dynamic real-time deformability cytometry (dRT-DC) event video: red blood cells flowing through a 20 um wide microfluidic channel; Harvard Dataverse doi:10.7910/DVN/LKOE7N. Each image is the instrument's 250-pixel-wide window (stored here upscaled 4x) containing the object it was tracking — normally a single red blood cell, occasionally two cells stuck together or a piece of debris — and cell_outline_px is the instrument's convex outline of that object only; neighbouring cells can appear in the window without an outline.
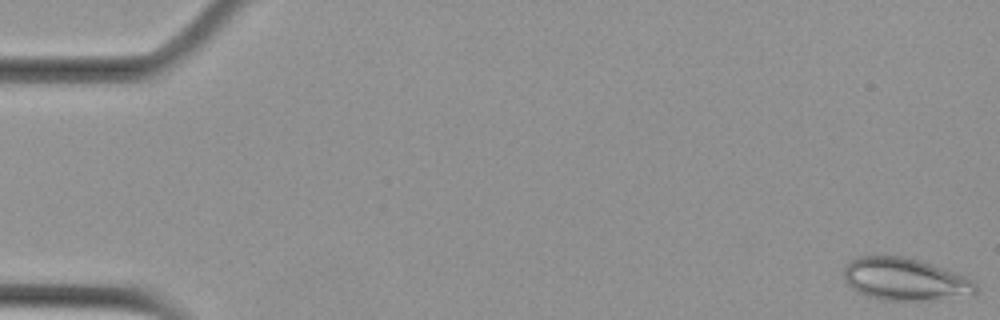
{"species": "Egyptian fruit bat (a non-hibernating species)", "species_latin": "Rousettus aegyptiacus", "temperature_condition": "cold", "stored_images_in_passage": 56, "camera_frame_rate_fps": 3000, "um_per_image_px": 0.085, "animal": {"sex": "female"}, "frame": {"image": 1, "passage_image": 1, "time_ms": 0.0, "image_size_px": [1000, 320], "cell_outline_px": [[976, 296], [936, 300], [884, 300], [868, 296], [852, 288], [844, 280], [844, 264], [856, 256], [900, 256], [920, 260], [960, 272], [976, 280]], "centroid_in_image_um": [77.02, 23.74], "position_along_channel_um": 8.0, "area_um2": 33.47}}
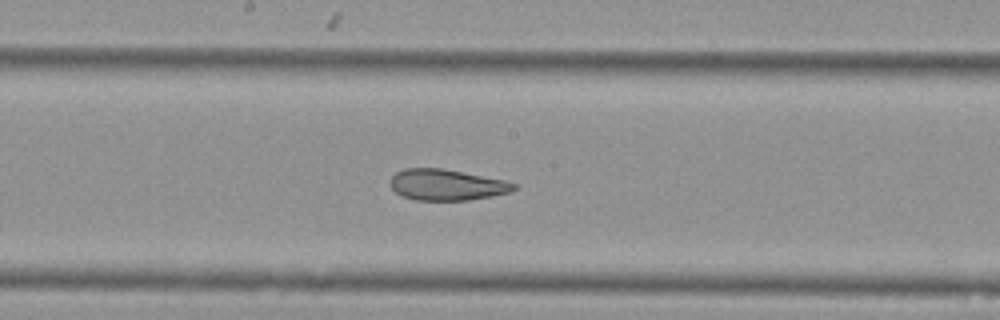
{"frame": {"image": 2, "passage_image": 30, "time_ms": 9.667, "image_size_px": [1000, 320], "cell_outline_px": [[516, 188], [508, 192], [492, 196], [468, 200], [416, 200], [404, 196], [396, 192], [392, 188], [388, 180], [396, 172], [404, 168], [440, 168], [504, 180], [516, 184]], "centroid_in_image_um": [37.92, 15.71], "position_along_channel_um": 210.3, "area_um2": 22.14}}
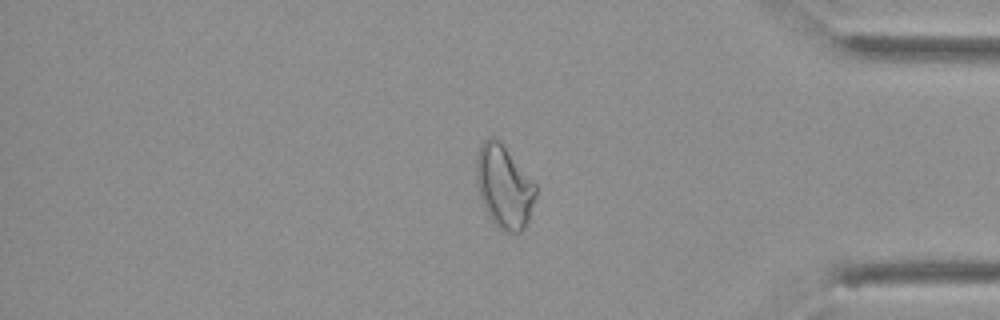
{"frame": {"image": 3, "passage_image": 47, "time_ms": 15.333, "image_size_px": [1000, 320], "cell_outline_px": [[536, 196], [528, 220], [524, 228], [520, 232], [504, 232], [496, 228], [484, 208], [476, 184], [476, 160], [480, 144], [488, 136], [492, 136], [500, 140], [536, 184]], "centroid_in_image_um": [42.83, 15.86], "position_along_channel_um": 392.4, "area_um2": 28.96}, "authors_computed_cell_mechanics": {"area_um2": 29.0734, "velocity_mm_per_s": 3.6337, "shape_relaxation_time_tau1_ms": null, "shape_relaxation_time_tau2_ms": 3.1599, "deformation_change_tau1": null, "deformation_change_tau2": 0.0894}}